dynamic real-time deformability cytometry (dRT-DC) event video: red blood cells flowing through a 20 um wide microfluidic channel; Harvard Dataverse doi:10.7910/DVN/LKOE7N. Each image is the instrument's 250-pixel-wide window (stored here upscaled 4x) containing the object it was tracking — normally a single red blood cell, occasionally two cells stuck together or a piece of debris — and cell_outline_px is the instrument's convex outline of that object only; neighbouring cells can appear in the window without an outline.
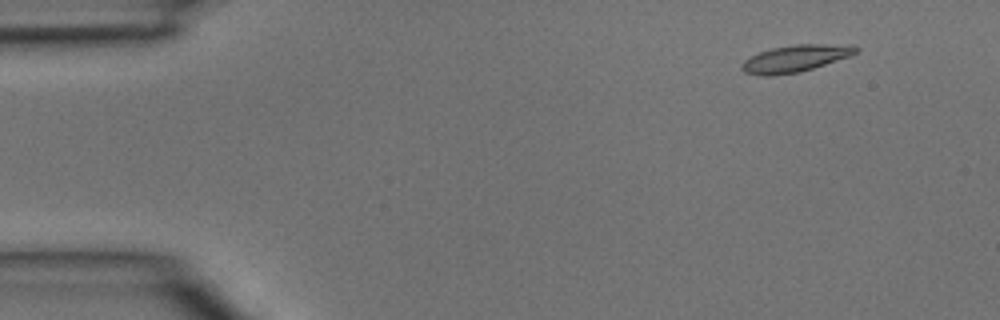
{"species": "common noctule bat (a hibernating species)", "species_latin": "Nyctalus noctula", "temperature_condition": "room temperature", "stored_images_in_passage": 5, "camera_frame_rate_fps": 3000, "um_per_image_px": 0.085, "animal": {"sex": "male", "body_mass_g": 15.6}, "frame": {"image": 1, "passage_image": 5, "time_ms": 1.333, "image_size_px": [1000, 320], "cell_outline_px": [[860, 52], [800, 72], [772, 76], [760, 76], [744, 72], [740, 68], [740, 64], [744, 60], [760, 52], [772, 48], [796, 44], [856, 44], [860, 48]], "centroid_in_image_um": [67.62, 4.96], "position_along_channel_um": 17.4, "area_um2": 18.03}}